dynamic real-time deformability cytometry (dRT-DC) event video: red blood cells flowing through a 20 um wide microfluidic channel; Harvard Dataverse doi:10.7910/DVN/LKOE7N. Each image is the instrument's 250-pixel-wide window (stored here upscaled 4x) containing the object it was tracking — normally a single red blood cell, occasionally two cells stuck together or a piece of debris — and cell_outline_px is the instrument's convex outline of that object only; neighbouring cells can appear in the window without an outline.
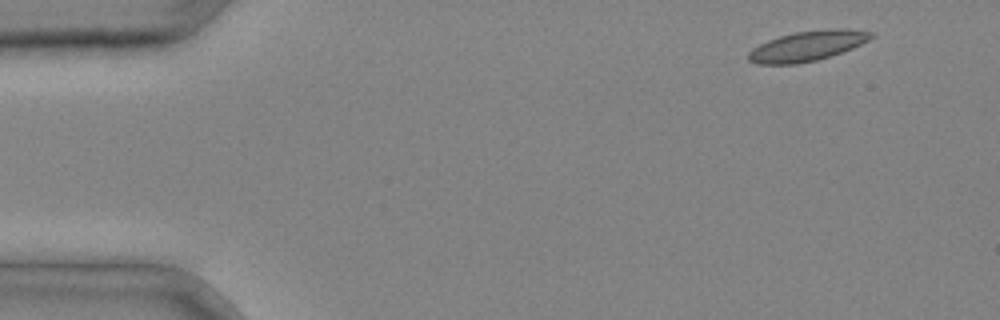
{"species": "common noctule bat (a hibernating species)", "species_latin": "Nyctalus noctula", "temperature_condition": "cold", "stored_images_in_passage": 3, "segment_of_instrument_passage": [2, 2], "camera_frame_rate_fps": 3000, "um_per_image_px": 0.085, "animal": {"sex": "male", "body_mass_g": 20.4}, "frame": {"image": 1, "passage_image": 3, "time_ms": 0.667, "image_size_px": [1000, 320], "cell_outline_px": [[876, 36], [852, 48], [816, 60], [796, 64], [756, 64], [748, 60], [748, 52], [752, 48], [768, 40], [792, 32], [836, 28], [844, 28], [872, 32]], "centroid_in_image_um": [68.6, 3.9], "position_along_channel_um": 16.4, "area_um2": 21.39}}